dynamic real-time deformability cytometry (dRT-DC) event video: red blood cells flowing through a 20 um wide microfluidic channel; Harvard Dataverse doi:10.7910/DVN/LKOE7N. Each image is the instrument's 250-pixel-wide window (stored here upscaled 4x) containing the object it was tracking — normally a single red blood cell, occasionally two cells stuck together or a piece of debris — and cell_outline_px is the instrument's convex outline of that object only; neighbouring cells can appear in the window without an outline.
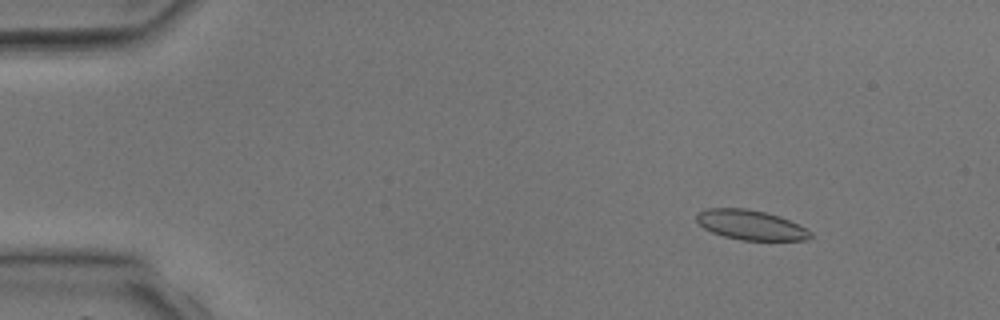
{"species": "common noctule bat (a hibernating species)", "species_latin": "Nyctalus noctula", "temperature_condition": "room temperature", "stored_images_in_passage": 4, "camera_frame_rate_fps": 3000, "um_per_image_px": 0.085, "animal": {"sex": "male", "body_mass_g": 17.9, "forearm_length_mm": 54.2}, "frame": {"image": 1, "passage_image": 2, "time_ms": 1.333, "image_size_px": [1000, 320], "cell_outline_px": [[812, 236], [808, 240], [740, 240], [724, 236], [712, 232], [704, 228], [696, 220], [696, 212], [708, 208], [744, 208], [764, 212], [780, 216], [812, 232]], "centroid_in_image_um": [63.78, 19.12], "position_along_channel_um": 21.2, "area_um2": 19.65}}
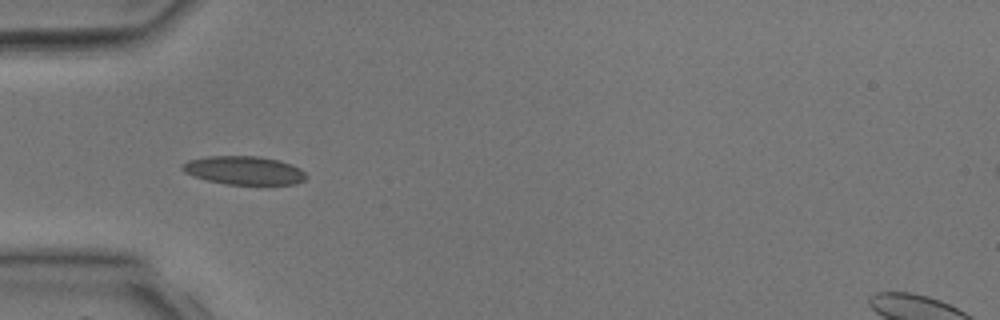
{"frame": {"image": 2, "passage_image": 4, "time_ms": 4.0, "image_size_px": [1000, 320], "cell_outline_px": [[308, 176], [304, 180], [296, 184], [224, 184], [192, 176], [184, 172], [180, 168], [180, 164], [188, 160], [208, 156], [256, 156], [280, 160], [292, 164], [300, 168]], "centroid_in_image_um": [20.72, 14.48], "position_along_channel_um": 64.3, "area_um2": 20.69}}